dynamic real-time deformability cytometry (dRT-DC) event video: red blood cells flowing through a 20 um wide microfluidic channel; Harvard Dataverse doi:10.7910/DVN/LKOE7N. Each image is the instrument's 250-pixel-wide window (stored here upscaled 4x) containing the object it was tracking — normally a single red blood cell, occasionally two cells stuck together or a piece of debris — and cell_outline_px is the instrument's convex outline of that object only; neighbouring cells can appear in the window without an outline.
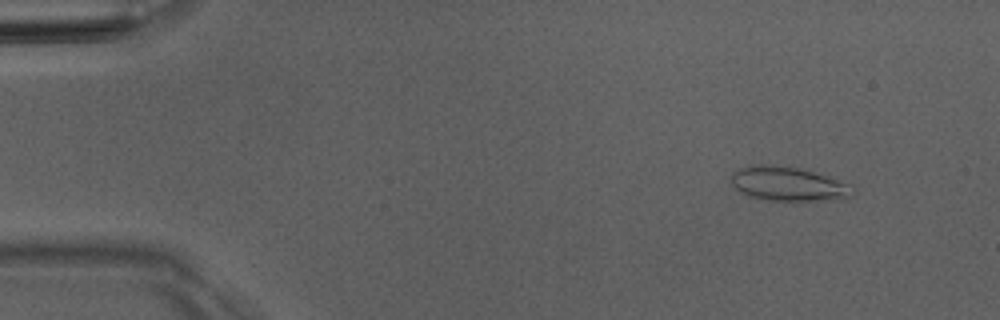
{"species": "Egyptian fruit bat (a non-hibernating species)", "species_latin": "Rousettus aegyptiacus", "temperature_condition": "room temperature", "stored_images_in_passage": 4, "camera_frame_rate_fps": 3000, "um_per_image_px": 0.085, "animal": {"sex": "male"}, "frame": {"image": 1, "passage_image": 1, "time_ms": 0.0, "image_size_px": [1000, 320], "cell_outline_px": [[856, 188], [852, 196], [848, 200], [772, 200], [752, 196], [740, 192], [732, 188], [732, 172], [740, 168], [760, 164], [796, 168], [832, 176], [852, 184]], "centroid_in_image_um": [67.11, 15.64], "position_along_channel_um": 17.9, "area_um2": 24.39}}